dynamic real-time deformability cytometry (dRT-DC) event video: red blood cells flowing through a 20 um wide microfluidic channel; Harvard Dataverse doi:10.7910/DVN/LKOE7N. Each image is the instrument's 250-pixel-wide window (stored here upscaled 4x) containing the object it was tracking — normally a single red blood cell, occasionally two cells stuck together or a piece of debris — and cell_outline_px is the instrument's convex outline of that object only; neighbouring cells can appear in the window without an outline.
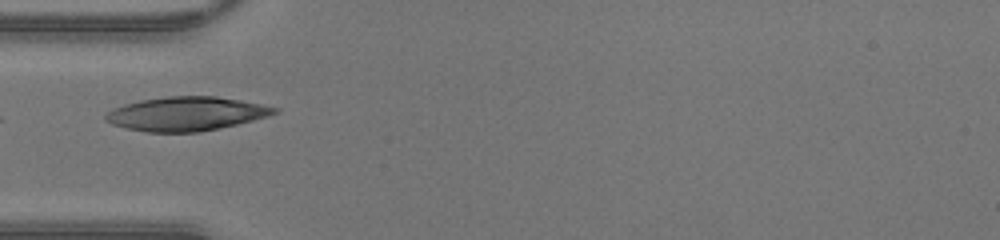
{"species": "human", "species_latin": "Homo sapiens", "temperature_condition": "warm", "stored_images_in_passage": 4, "camera_frame_rate_fps": 3000, "um_per_image_px": 0.085, "donor": {"sex": "male"}, "frame": {"image": 1, "passage_image": 2, "time_ms": 0.333, "image_size_px": [1000, 240], "cell_outline_px": [[280, 112], [268, 116], [220, 128], [200, 132], [148, 132], [128, 128], [112, 124], [104, 120], [104, 116], [112, 108], [124, 104], [140, 100], [168, 96], [216, 96], [240, 100], [280, 108]], "centroid_in_image_um": [15.83, 9.67], "position_along_channel_um": 69.2, "area_um2": 33.35}}